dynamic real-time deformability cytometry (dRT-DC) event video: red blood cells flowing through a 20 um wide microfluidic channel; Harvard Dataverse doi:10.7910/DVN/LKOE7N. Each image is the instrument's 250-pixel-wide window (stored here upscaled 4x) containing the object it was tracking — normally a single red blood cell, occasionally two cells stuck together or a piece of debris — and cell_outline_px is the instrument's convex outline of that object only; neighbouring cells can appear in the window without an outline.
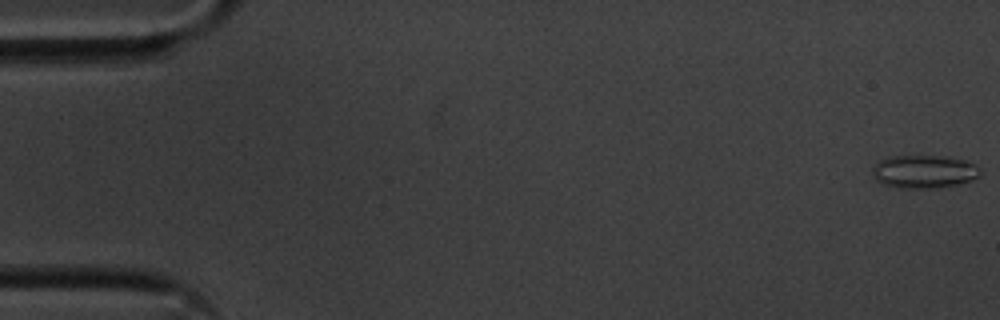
{"species": "common noctule bat (a hibernating species)", "species_latin": "Nyctalus noctula", "temperature_condition": "cold", "stored_images_in_passage": 16, "camera_frame_rate_fps": 3000, "um_per_image_px": 0.085, "animal": {"sex": "male", "body_mass_g": 20.1, "forearm_length_mm": 53.5}, "frame": {"image": 1, "passage_image": 1, "time_ms": 0.0, "image_size_px": [1000, 320], "cell_outline_px": [[984, 172], [980, 176], [972, 180], [960, 184], [932, 188], [900, 188], [884, 184], [876, 180], [872, 172], [872, 168], [880, 160], [888, 156], [948, 156], [964, 160], [980, 168]], "centroid_in_image_um": [78.57, 14.58], "position_along_channel_um": 6.4, "area_um2": 20.92}}
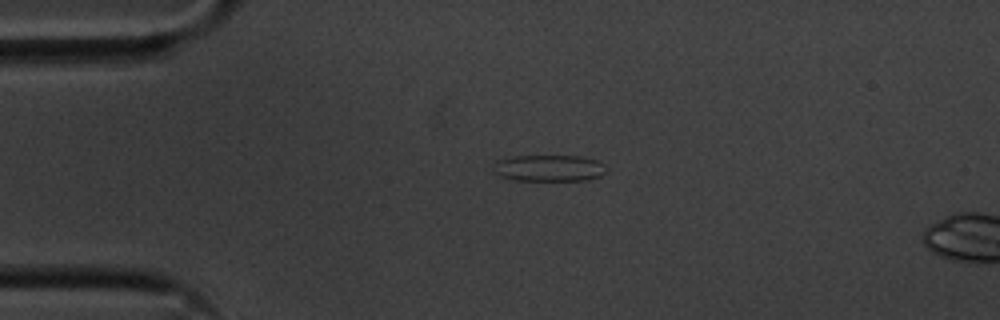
{"frame": {"image": 2, "passage_image": 13, "time_ms": 4.0, "image_size_px": [1000, 320], "cell_outline_px": [[608, 172], [600, 176], [588, 180], [512, 180], [500, 176], [492, 168], [496, 160], [512, 156], [580, 156], [596, 160], [604, 164], [608, 168]], "centroid_in_image_um": [46.69, 14.29], "position_along_channel_um": 38.3, "area_um2": 17.63}}